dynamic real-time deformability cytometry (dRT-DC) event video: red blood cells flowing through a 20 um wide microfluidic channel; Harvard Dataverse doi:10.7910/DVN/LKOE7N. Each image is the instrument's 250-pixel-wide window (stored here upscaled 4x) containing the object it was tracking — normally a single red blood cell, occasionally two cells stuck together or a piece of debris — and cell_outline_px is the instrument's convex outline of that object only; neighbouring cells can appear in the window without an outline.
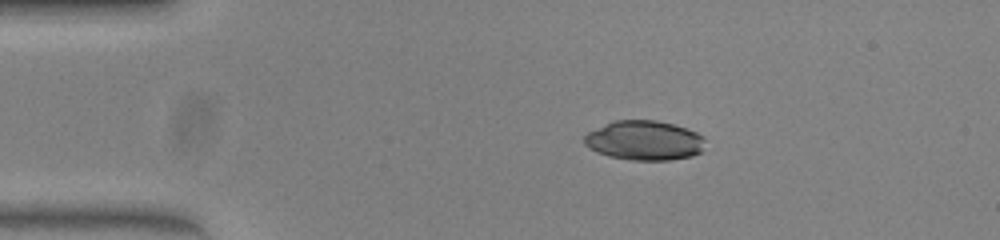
{"species": "common noctule bat (a hibernating species)", "species_latin": "Nyctalus noctula", "temperature_condition": "warm", "stored_images_in_passage": 42, "camera_frame_rate_fps": 3000, "um_per_image_px": 0.085, "animal": {"sex": "female", "body_mass_g": 23.0, "forearm_length_mm": 53.4}, "frame": {"image": 1, "passage_image": 1, "time_ms": 0.0, "image_size_px": [1000, 240], "cell_outline_px": [[704, 140], [700, 152], [692, 156], [668, 160], [632, 160], [608, 156], [596, 152], [584, 144], [584, 136], [588, 132], [616, 120], [656, 120], [672, 124], [696, 132], [704, 136]], "centroid_in_image_um": [54.75, 11.94], "position_along_channel_um": 30.2, "area_um2": 27.63}}
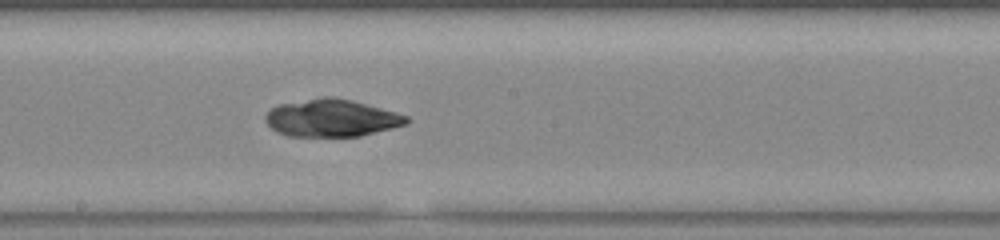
{"frame": {"image": 2, "passage_image": 19, "time_ms": 6.0, "image_size_px": [1000, 240], "cell_outline_px": [[408, 124], [360, 136], [288, 136], [276, 132], [264, 120], [264, 116], [272, 108], [280, 104], [324, 96], [332, 96], [352, 100], [396, 112], [408, 116]], "centroid_in_image_um": [28.18, 10.03], "position_along_channel_um": 220.0, "area_um2": 30.69}}
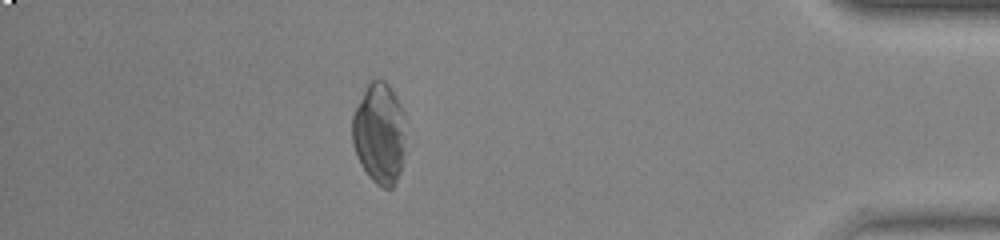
{"frame": {"image": 3, "passage_image": 36, "time_ms": 11.667, "image_size_px": [1000, 240], "cell_outline_px": [[404, 160], [396, 184], [392, 188], [384, 188], [376, 184], [368, 176], [360, 164], [356, 156], [352, 144], [352, 116], [368, 84], [372, 80], [384, 80], [392, 88], [404, 112]], "centroid_in_image_um": [32.25, 11.38], "position_along_channel_um": 402.9, "area_um2": 31.73}}